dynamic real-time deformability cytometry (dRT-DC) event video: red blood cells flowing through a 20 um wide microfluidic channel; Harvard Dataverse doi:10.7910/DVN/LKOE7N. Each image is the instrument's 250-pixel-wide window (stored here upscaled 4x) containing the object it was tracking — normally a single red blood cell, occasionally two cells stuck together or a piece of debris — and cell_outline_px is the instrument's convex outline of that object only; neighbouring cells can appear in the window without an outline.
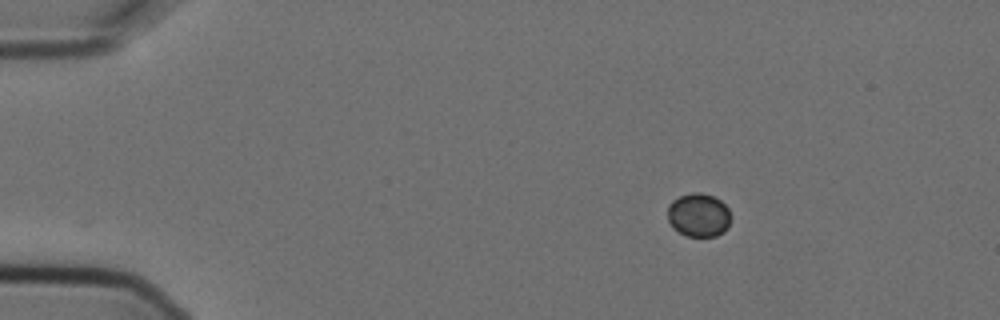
{"species": "Egyptian fruit bat (a non-hibernating species)", "species_latin": "Rousettus aegyptiacus", "temperature_condition": "cold", "stored_images_in_passage": 2, "camera_frame_rate_fps": 3000, "um_per_image_px": 0.085, "animal": {"sex": "female"}, "frame": {"image": 1, "passage_image": 2, "time_ms": 0.333, "image_size_px": [1000, 320], "cell_outline_px": [[732, 216], [728, 228], [724, 232], [716, 236], [684, 236], [672, 228], [668, 220], [668, 204], [672, 200], [680, 196], [692, 192], [700, 192], [712, 196], [720, 200], [728, 208]], "centroid_in_image_um": [59.39, 18.29], "position_along_channel_um": 25.6, "area_um2": 16.36}}